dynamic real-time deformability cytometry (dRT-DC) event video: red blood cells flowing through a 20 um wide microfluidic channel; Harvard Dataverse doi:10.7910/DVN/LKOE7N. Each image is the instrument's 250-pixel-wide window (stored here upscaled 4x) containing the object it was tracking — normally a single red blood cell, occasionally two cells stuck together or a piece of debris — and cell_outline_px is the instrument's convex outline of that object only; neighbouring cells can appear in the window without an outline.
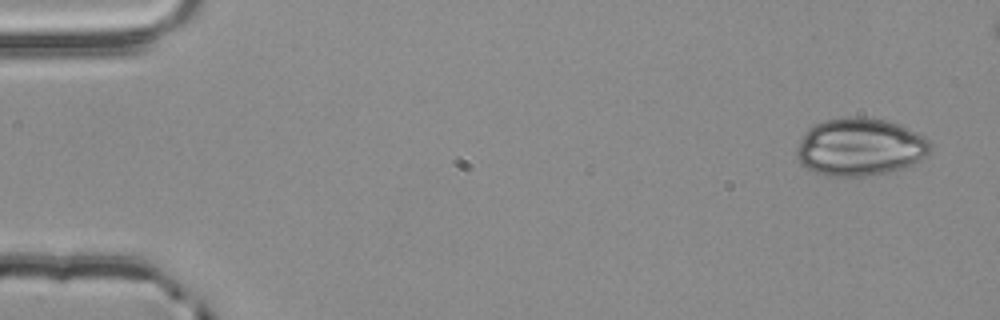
{"species": "common noctule bat (a hibernating species)", "species_latin": "Nyctalus noctula", "temperature_condition": "room temperature", "stored_images_in_passage": 4, "camera_frame_rate_fps": 3000, "um_per_image_px": 0.085, "animal": {"sex": "male", "body_mass_g": 20.4}, "frame": {"image": 1, "passage_image": 1, "time_ms": 0.0, "image_size_px": [1000, 320], "cell_outline_px": [[932, 148], [920, 160], [904, 168], [864, 176], [828, 176], [816, 172], [800, 164], [796, 156], [796, 148], [804, 132], [808, 128], [824, 120], [848, 116], [856, 116], [888, 120], [900, 124], [924, 136], [928, 140]], "centroid_in_image_um": [73.08, 12.48], "position_along_channel_um": 11.9, "area_um2": 45.03}}